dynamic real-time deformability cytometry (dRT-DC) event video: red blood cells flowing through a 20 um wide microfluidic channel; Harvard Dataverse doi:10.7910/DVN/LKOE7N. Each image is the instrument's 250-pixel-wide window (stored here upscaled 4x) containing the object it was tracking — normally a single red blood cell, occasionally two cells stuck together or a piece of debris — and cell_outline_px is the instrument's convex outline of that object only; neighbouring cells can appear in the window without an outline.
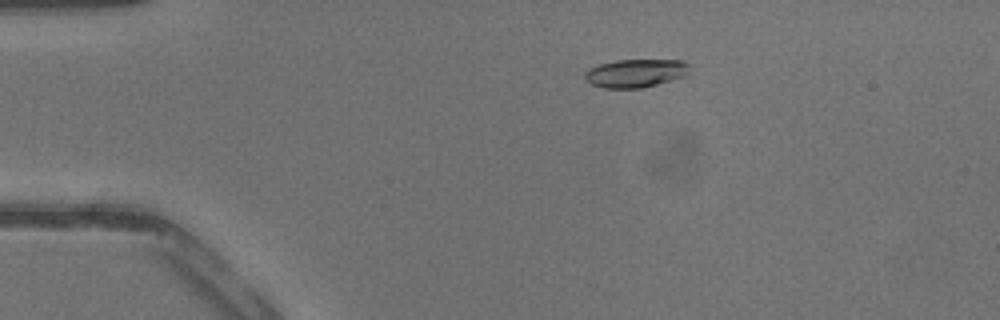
{"species": "common noctule bat (a hibernating species)", "species_latin": "Nyctalus noctula", "temperature_condition": "warm", "stored_images_in_passage": 21, "camera_frame_rate_fps": 3000, "um_per_image_px": 0.085, "animal": {"sex": "male", "body_mass_g": 13.3}, "frame": {"image": 1, "passage_image": 9, "time_ms": 2.667, "image_size_px": [1000, 320], "cell_outline_px": [[688, 72], [684, 76], [656, 84], [640, 88], [604, 88], [592, 84], [584, 80], [584, 72], [588, 68], [600, 64], [616, 60], [684, 60], [688, 64]], "centroid_in_image_um": [53.97, 6.21], "position_along_channel_um": 31.0, "area_um2": 17.17}}
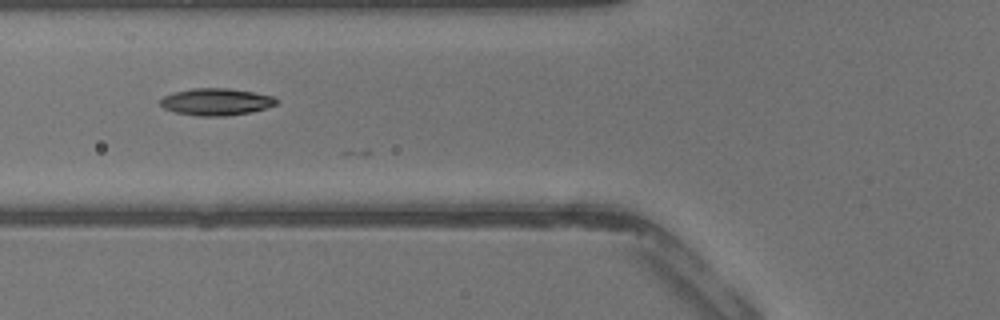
{"frame": {"image": 2, "passage_image": 17, "time_ms": 5.333, "image_size_px": [1000, 320], "cell_outline_px": [[276, 104], [252, 112], [224, 116], [200, 116], [176, 112], [164, 108], [160, 104], [160, 100], [164, 96], [176, 92], [192, 88], [228, 88], [252, 92], [272, 96], [276, 100]], "centroid_in_image_um": [18.35, 8.65], "position_along_channel_um": 107.4, "area_um2": 17.98}}
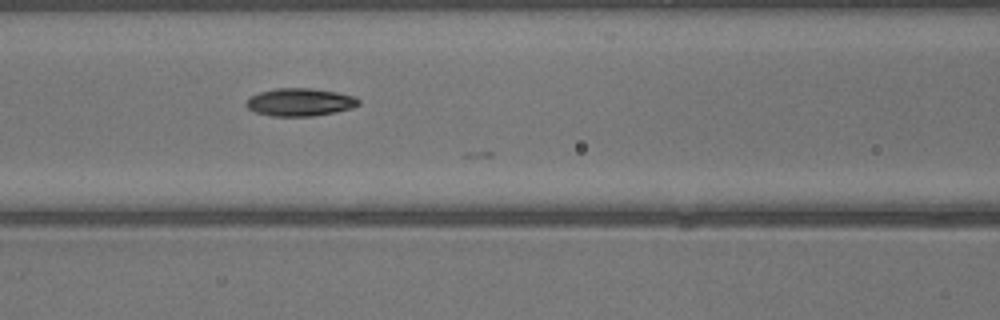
{"frame": {"image": 3, "passage_image": 19, "time_ms": 6.0, "image_size_px": [1000, 320], "cell_outline_px": [[360, 104], [352, 108], [336, 112], [312, 116], [272, 116], [256, 112], [248, 108], [244, 104], [248, 96], [260, 92], [276, 88], [312, 88], [336, 92], [352, 96], [360, 100]], "centroid_in_image_um": [25.47, 8.68], "position_along_channel_um": 141.1, "area_um2": 18.26}}